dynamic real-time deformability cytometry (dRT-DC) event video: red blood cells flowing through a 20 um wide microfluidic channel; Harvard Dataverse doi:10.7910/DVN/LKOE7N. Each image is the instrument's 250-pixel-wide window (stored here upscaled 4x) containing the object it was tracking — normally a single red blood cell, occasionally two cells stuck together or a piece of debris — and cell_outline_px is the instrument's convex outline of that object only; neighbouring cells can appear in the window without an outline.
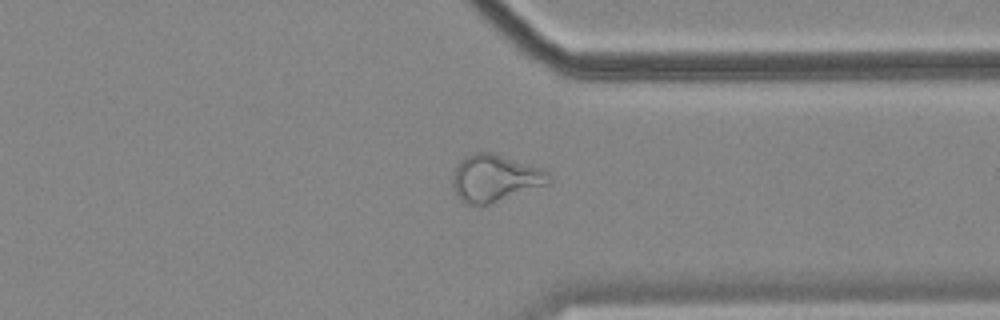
{"species": "common noctule bat (a hibernating species)", "species_latin": "Nyctalus noctula", "temperature_condition": "cold", "stored_images_in_passage": 44, "camera_frame_rate_fps": 3000, "um_per_image_px": 0.085, "animal": {"sex": "female", "body_mass_g": 18.4}, "frame": {"image": 1, "passage_image": 31, "time_ms": 10.0, "image_size_px": [1000, 320], "cell_outline_px": [[552, 180], [548, 184], [488, 204], [464, 204], [456, 196], [452, 184], [452, 176], [456, 164], [464, 156], [476, 152], [492, 152], [540, 168], [548, 172]], "centroid_in_image_um": [42.02, 15.13], "position_along_channel_um": 369.4, "area_um2": 26.3}}
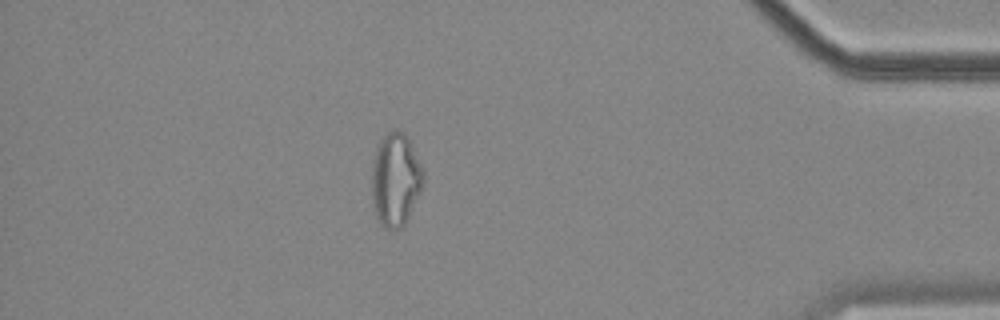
{"frame": {"image": 2, "passage_image": 37, "time_ms": 12.0, "image_size_px": [1000, 320], "cell_outline_px": [[424, 180], [420, 192], [404, 224], [400, 228], [384, 228], [380, 224], [376, 216], [372, 204], [372, 156], [380, 140], [392, 128], [396, 128], [404, 132], [408, 136], [424, 168]], "centroid_in_image_um": [33.62, 15.2], "position_along_channel_um": 401.6, "area_um2": 28.44}, "authors_computed_cell_mechanics": {"area_um2": 25.7499, "velocity_mm_per_s": 3.6016, "shape_relaxation_time_tau1_ms": null, "shape_relaxation_time_tau2_ms": 1.7887, "deformation_change_tau1": null, "deformation_change_tau2": 0.1022}}